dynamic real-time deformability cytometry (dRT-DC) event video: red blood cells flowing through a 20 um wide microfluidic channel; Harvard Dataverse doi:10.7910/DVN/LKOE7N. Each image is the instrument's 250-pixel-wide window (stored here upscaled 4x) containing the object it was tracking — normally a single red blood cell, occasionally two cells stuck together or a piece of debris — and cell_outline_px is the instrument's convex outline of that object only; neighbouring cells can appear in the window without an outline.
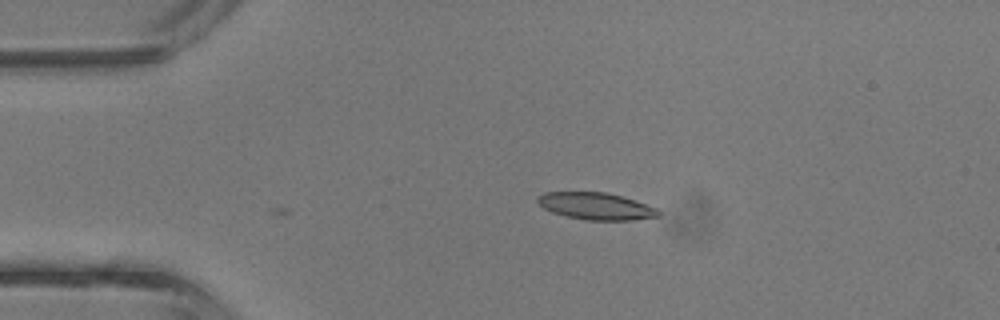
{"species": "common noctule bat (a hibernating species)", "species_latin": "Nyctalus noctula", "temperature_condition": "room temperature", "stored_images_in_passage": 3, "camera_frame_rate_fps": 3000, "um_per_image_px": 0.085, "animal": {"sex": "male", "body_mass_g": 13.3}, "frame": {"image": 1, "passage_image": 3, "time_ms": 0.667, "image_size_px": [1000, 320], "cell_outline_px": [[660, 216], [632, 220], [584, 220], [564, 216], [552, 212], [544, 208], [536, 200], [536, 196], [544, 192], [604, 192], [620, 196], [656, 208], [660, 212]], "centroid_in_image_um": [50.6, 17.53], "position_along_channel_um": 34.4, "area_um2": 18.9}}